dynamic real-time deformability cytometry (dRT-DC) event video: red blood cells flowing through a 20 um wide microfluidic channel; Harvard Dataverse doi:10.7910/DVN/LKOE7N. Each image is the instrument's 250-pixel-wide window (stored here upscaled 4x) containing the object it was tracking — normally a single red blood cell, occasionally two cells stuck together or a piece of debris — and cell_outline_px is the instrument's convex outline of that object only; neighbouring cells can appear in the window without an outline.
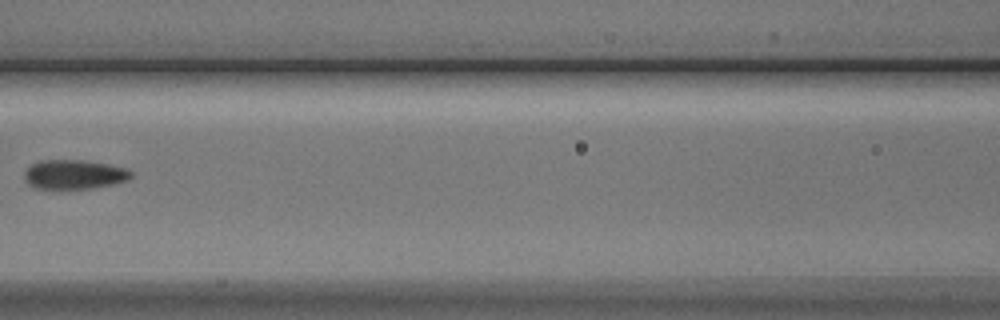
{"species": "Egyptian fruit bat (a non-hibernating species)", "species_latin": "Rousettus aegyptiacus", "temperature_condition": "cold", "stored_images_in_passage": 4, "camera_frame_rate_fps": 3000, "um_per_image_px": 0.085, "animal": {"sex": "male"}, "frame": {"image": 1, "passage_image": 4, "time_ms": 4.667, "image_size_px": [1000, 320], "cell_outline_px": [[132, 176], [128, 180], [112, 184], [92, 188], [32, 188], [24, 180], [24, 172], [32, 164], [40, 160], [84, 160], [108, 164], [128, 168], [132, 172]], "centroid_in_image_um": [6.3, 14.82], "position_along_channel_um": 160.3, "area_um2": 18.26}}